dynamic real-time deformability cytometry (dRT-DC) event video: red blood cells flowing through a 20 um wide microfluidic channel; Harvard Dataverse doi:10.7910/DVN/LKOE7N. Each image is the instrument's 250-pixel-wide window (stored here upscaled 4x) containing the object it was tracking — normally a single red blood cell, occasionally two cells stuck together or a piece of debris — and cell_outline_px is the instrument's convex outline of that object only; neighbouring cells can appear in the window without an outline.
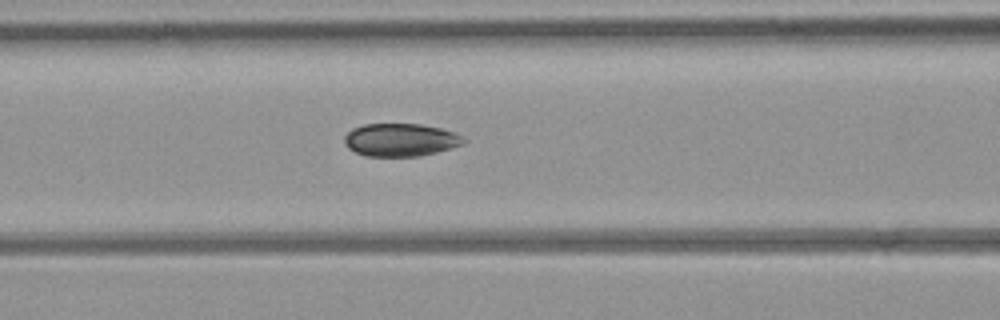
{"species": "common noctule bat (a hibernating species)", "species_latin": "Nyctalus noctula", "temperature_condition": "room temperature", "stored_images_in_passage": 4, "camera_frame_rate_fps": 3000, "um_per_image_px": 0.085, "animal": {"sex": "female", "body_mass_g": 21.9}, "frame": {"image": 1, "passage_image": 4, "time_ms": 4.333, "image_size_px": [1000, 320], "cell_outline_px": [[468, 140], [460, 144], [436, 152], [420, 156], [364, 156], [348, 148], [344, 144], [344, 136], [352, 128], [364, 124], [420, 124], [440, 128], [456, 132], [464, 136]], "centroid_in_image_um": [34.03, 11.88], "position_along_channel_um": 132.6, "area_um2": 22.89}}